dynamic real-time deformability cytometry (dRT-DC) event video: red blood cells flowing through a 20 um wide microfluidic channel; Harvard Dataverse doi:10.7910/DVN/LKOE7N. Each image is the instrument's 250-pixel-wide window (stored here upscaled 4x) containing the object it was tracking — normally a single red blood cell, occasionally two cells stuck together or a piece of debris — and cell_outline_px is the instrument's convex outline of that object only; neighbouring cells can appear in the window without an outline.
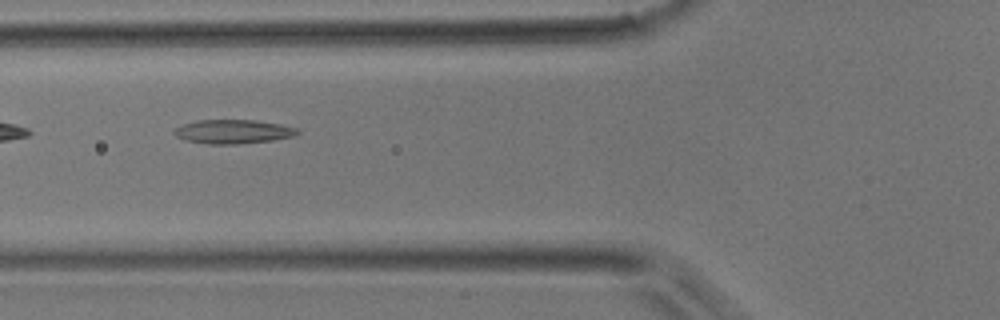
{"species": "common noctule bat (a hibernating species)", "species_latin": "Nyctalus noctula", "temperature_condition": "room temperature", "stored_images_in_passage": 32, "camera_frame_rate_fps": 3000, "um_per_image_px": 0.085, "animal": {"sex": "male", "body_mass_g": 17.9}, "frame": {"image": 1, "passage_image": 3, "time_ms": 0.667, "image_size_px": [1000, 320], "cell_outline_px": [[300, 132], [292, 136], [272, 140], [236, 144], [208, 144], [188, 140], [176, 136], [172, 132], [180, 124], [196, 120], [256, 120], [280, 124], [296, 128]], "centroid_in_image_um": [19.78, 11.17], "position_along_channel_um": 106.0, "area_um2": 17.11}}
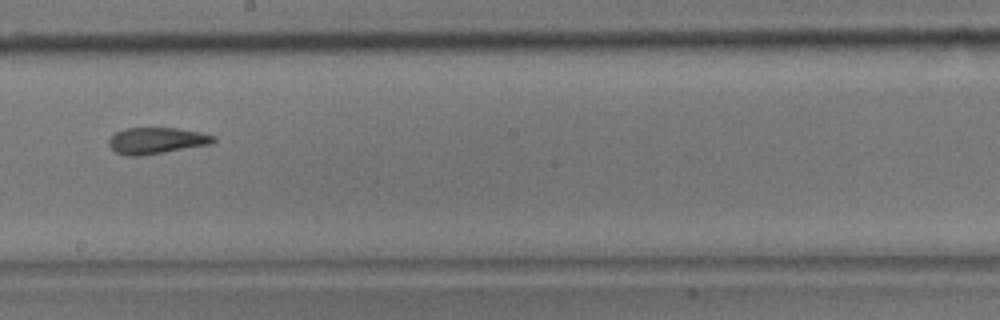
{"frame": {"image": 2, "passage_image": 12, "time_ms": 3.667, "image_size_px": [1000, 320], "cell_outline_px": [[216, 140], [212, 144], [140, 156], [124, 156], [116, 152], [108, 144], [108, 140], [116, 132], [124, 128], [176, 128], [200, 132], [216, 136]], "centroid_in_image_um": [13.3, 11.95], "position_along_channel_um": 234.9, "area_um2": 16.13}}
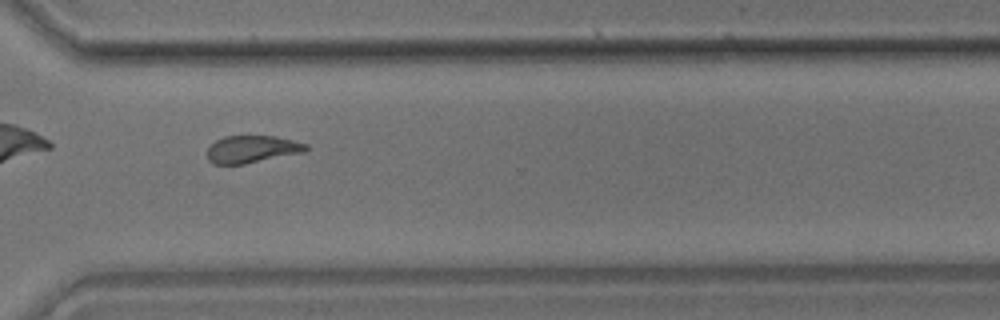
{"frame": {"image": 3, "passage_image": 20, "time_ms": 6.333, "image_size_px": [1000, 320], "cell_outline_px": [[308, 148], [304, 152], [244, 164], [212, 164], [208, 160], [208, 148], [216, 140], [224, 136], [276, 136], [308, 144]], "centroid_in_image_um": [21.42, 12.68], "position_along_channel_um": 349.2, "area_um2": 15.66}}